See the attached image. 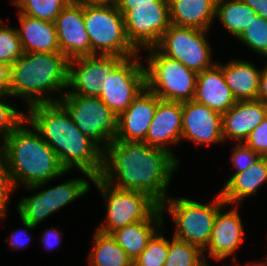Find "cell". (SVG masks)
<instances>
[{
	"label": "cell",
	"instance_id": "1",
	"mask_svg": "<svg viewBox=\"0 0 267 266\" xmlns=\"http://www.w3.org/2000/svg\"><path fill=\"white\" fill-rule=\"evenodd\" d=\"M179 164L165 149L145 142L112 140L103 149L98 177L112 187L146 193L161 205L168 198L167 188Z\"/></svg>",
	"mask_w": 267,
	"mask_h": 266
},
{
	"label": "cell",
	"instance_id": "2",
	"mask_svg": "<svg viewBox=\"0 0 267 266\" xmlns=\"http://www.w3.org/2000/svg\"><path fill=\"white\" fill-rule=\"evenodd\" d=\"M28 108V125L55 151L67 172L76 167L91 182L100 175L103 150L77 128L59 102L39 103Z\"/></svg>",
	"mask_w": 267,
	"mask_h": 266
},
{
	"label": "cell",
	"instance_id": "3",
	"mask_svg": "<svg viewBox=\"0 0 267 266\" xmlns=\"http://www.w3.org/2000/svg\"><path fill=\"white\" fill-rule=\"evenodd\" d=\"M27 123L23 121L0 146L5 152L15 189L20 183L30 191L67 174V170L40 133L31 124L33 130L24 126Z\"/></svg>",
	"mask_w": 267,
	"mask_h": 266
},
{
	"label": "cell",
	"instance_id": "4",
	"mask_svg": "<svg viewBox=\"0 0 267 266\" xmlns=\"http://www.w3.org/2000/svg\"><path fill=\"white\" fill-rule=\"evenodd\" d=\"M68 64L69 59L61 52L23 53L11 65L9 94L23 98L28 107L58 102L59 98L48 93L67 89Z\"/></svg>",
	"mask_w": 267,
	"mask_h": 266
},
{
	"label": "cell",
	"instance_id": "5",
	"mask_svg": "<svg viewBox=\"0 0 267 266\" xmlns=\"http://www.w3.org/2000/svg\"><path fill=\"white\" fill-rule=\"evenodd\" d=\"M83 17L91 56L119 55L127 59L139 54L127 37L123 14L116 5L83 4Z\"/></svg>",
	"mask_w": 267,
	"mask_h": 266
},
{
	"label": "cell",
	"instance_id": "6",
	"mask_svg": "<svg viewBox=\"0 0 267 266\" xmlns=\"http://www.w3.org/2000/svg\"><path fill=\"white\" fill-rule=\"evenodd\" d=\"M226 203L218 193L209 204H202L188 198H167L160 208L167 211L176 223L172 237L196 245L204 250L211 238L217 212Z\"/></svg>",
	"mask_w": 267,
	"mask_h": 266
},
{
	"label": "cell",
	"instance_id": "7",
	"mask_svg": "<svg viewBox=\"0 0 267 266\" xmlns=\"http://www.w3.org/2000/svg\"><path fill=\"white\" fill-rule=\"evenodd\" d=\"M146 87L162 100L187 102L194 99L197 75L181 62L147 48Z\"/></svg>",
	"mask_w": 267,
	"mask_h": 266
},
{
	"label": "cell",
	"instance_id": "8",
	"mask_svg": "<svg viewBox=\"0 0 267 266\" xmlns=\"http://www.w3.org/2000/svg\"><path fill=\"white\" fill-rule=\"evenodd\" d=\"M92 182L106 203L105 222L96 229L101 233L111 234L129 224L147 220L160 207L146 193L112 187L99 177H94Z\"/></svg>",
	"mask_w": 267,
	"mask_h": 266
},
{
	"label": "cell",
	"instance_id": "9",
	"mask_svg": "<svg viewBox=\"0 0 267 266\" xmlns=\"http://www.w3.org/2000/svg\"><path fill=\"white\" fill-rule=\"evenodd\" d=\"M58 102L66 109L77 128L102 150L115 140L118 117L99 97L63 95Z\"/></svg>",
	"mask_w": 267,
	"mask_h": 266
},
{
	"label": "cell",
	"instance_id": "10",
	"mask_svg": "<svg viewBox=\"0 0 267 266\" xmlns=\"http://www.w3.org/2000/svg\"><path fill=\"white\" fill-rule=\"evenodd\" d=\"M207 32L208 30L170 24L154 47L161 54L200 73L216 64L211 59L212 50L207 41Z\"/></svg>",
	"mask_w": 267,
	"mask_h": 266
},
{
	"label": "cell",
	"instance_id": "11",
	"mask_svg": "<svg viewBox=\"0 0 267 266\" xmlns=\"http://www.w3.org/2000/svg\"><path fill=\"white\" fill-rule=\"evenodd\" d=\"M118 10L123 14L127 37L138 51L154 47L170 26L168 0Z\"/></svg>",
	"mask_w": 267,
	"mask_h": 266
},
{
	"label": "cell",
	"instance_id": "12",
	"mask_svg": "<svg viewBox=\"0 0 267 266\" xmlns=\"http://www.w3.org/2000/svg\"><path fill=\"white\" fill-rule=\"evenodd\" d=\"M133 56L125 59L110 75L106 76L99 98L117 117L146 88L145 65Z\"/></svg>",
	"mask_w": 267,
	"mask_h": 266
},
{
	"label": "cell",
	"instance_id": "13",
	"mask_svg": "<svg viewBox=\"0 0 267 266\" xmlns=\"http://www.w3.org/2000/svg\"><path fill=\"white\" fill-rule=\"evenodd\" d=\"M125 59L119 55H92L69 60L68 90L62 92L60 98L63 95L99 97L106 76Z\"/></svg>",
	"mask_w": 267,
	"mask_h": 266
},
{
	"label": "cell",
	"instance_id": "14",
	"mask_svg": "<svg viewBox=\"0 0 267 266\" xmlns=\"http://www.w3.org/2000/svg\"><path fill=\"white\" fill-rule=\"evenodd\" d=\"M182 138L206 146L223 143L222 113L194 100L183 102L181 140Z\"/></svg>",
	"mask_w": 267,
	"mask_h": 266
},
{
	"label": "cell",
	"instance_id": "15",
	"mask_svg": "<svg viewBox=\"0 0 267 266\" xmlns=\"http://www.w3.org/2000/svg\"><path fill=\"white\" fill-rule=\"evenodd\" d=\"M60 52L69 60L91 56V46L84 24L83 4L69 2L54 21Z\"/></svg>",
	"mask_w": 267,
	"mask_h": 266
},
{
	"label": "cell",
	"instance_id": "16",
	"mask_svg": "<svg viewBox=\"0 0 267 266\" xmlns=\"http://www.w3.org/2000/svg\"><path fill=\"white\" fill-rule=\"evenodd\" d=\"M160 98L147 87L118 116L115 140L144 142Z\"/></svg>",
	"mask_w": 267,
	"mask_h": 266
},
{
	"label": "cell",
	"instance_id": "17",
	"mask_svg": "<svg viewBox=\"0 0 267 266\" xmlns=\"http://www.w3.org/2000/svg\"><path fill=\"white\" fill-rule=\"evenodd\" d=\"M223 207L217 212L214 219L212 235L207 247L203 250L211 258L221 261L235 253L242 244L244 228L238 212V205L233 209L225 211ZM206 251V252H205Z\"/></svg>",
	"mask_w": 267,
	"mask_h": 266
},
{
	"label": "cell",
	"instance_id": "18",
	"mask_svg": "<svg viewBox=\"0 0 267 266\" xmlns=\"http://www.w3.org/2000/svg\"><path fill=\"white\" fill-rule=\"evenodd\" d=\"M181 131L182 103L160 99L144 142L174 156L168 144H177L181 140Z\"/></svg>",
	"mask_w": 267,
	"mask_h": 266
},
{
	"label": "cell",
	"instance_id": "19",
	"mask_svg": "<svg viewBox=\"0 0 267 266\" xmlns=\"http://www.w3.org/2000/svg\"><path fill=\"white\" fill-rule=\"evenodd\" d=\"M267 115V107L258 100L237 101L222 114L223 138L243 143ZM228 137V138H227Z\"/></svg>",
	"mask_w": 267,
	"mask_h": 266
},
{
	"label": "cell",
	"instance_id": "20",
	"mask_svg": "<svg viewBox=\"0 0 267 266\" xmlns=\"http://www.w3.org/2000/svg\"><path fill=\"white\" fill-rule=\"evenodd\" d=\"M193 100L222 114L237 102L217 64L198 73Z\"/></svg>",
	"mask_w": 267,
	"mask_h": 266
},
{
	"label": "cell",
	"instance_id": "21",
	"mask_svg": "<svg viewBox=\"0 0 267 266\" xmlns=\"http://www.w3.org/2000/svg\"><path fill=\"white\" fill-rule=\"evenodd\" d=\"M17 29L24 53L60 52L54 22L41 20L18 12Z\"/></svg>",
	"mask_w": 267,
	"mask_h": 266
},
{
	"label": "cell",
	"instance_id": "22",
	"mask_svg": "<svg viewBox=\"0 0 267 266\" xmlns=\"http://www.w3.org/2000/svg\"><path fill=\"white\" fill-rule=\"evenodd\" d=\"M163 212L159 207L147 220L135 222L115 230L111 236L134 261L146 248L148 241L162 228Z\"/></svg>",
	"mask_w": 267,
	"mask_h": 266
},
{
	"label": "cell",
	"instance_id": "23",
	"mask_svg": "<svg viewBox=\"0 0 267 266\" xmlns=\"http://www.w3.org/2000/svg\"><path fill=\"white\" fill-rule=\"evenodd\" d=\"M267 181V157H261L255 164L240 173H234L225 182L219 194L226 205L239 203L257 194V189Z\"/></svg>",
	"mask_w": 267,
	"mask_h": 266
},
{
	"label": "cell",
	"instance_id": "24",
	"mask_svg": "<svg viewBox=\"0 0 267 266\" xmlns=\"http://www.w3.org/2000/svg\"><path fill=\"white\" fill-rule=\"evenodd\" d=\"M216 64L222 69L226 84L237 101L256 100L262 70L245 60Z\"/></svg>",
	"mask_w": 267,
	"mask_h": 266
},
{
	"label": "cell",
	"instance_id": "25",
	"mask_svg": "<svg viewBox=\"0 0 267 266\" xmlns=\"http://www.w3.org/2000/svg\"><path fill=\"white\" fill-rule=\"evenodd\" d=\"M218 0H168L170 24L208 30Z\"/></svg>",
	"mask_w": 267,
	"mask_h": 266
},
{
	"label": "cell",
	"instance_id": "26",
	"mask_svg": "<svg viewBox=\"0 0 267 266\" xmlns=\"http://www.w3.org/2000/svg\"><path fill=\"white\" fill-rule=\"evenodd\" d=\"M256 16V12L241 0H218L216 2L215 17H218L228 32L236 38L248 28Z\"/></svg>",
	"mask_w": 267,
	"mask_h": 266
},
{
	"label": "cell",
	"instance_id": "27",
	"mask_svg": "<svg viewBox=\"0 0 267 266\" xmlns=\"http://www.w3.org/2000/svg\"><path fill=\"white\" fill-rule=\"evenodd\" d=\"M94 246L88 254L90 266H130L133 261L111 234L94 232Z\"/></svg>",
	"mask_w": 267,
	"mask_h": 266
},
{
	"label": "cell",
	"instance_id": "28",
	"mask_svg": "<svg viewBox=\"0 0 267 266\" xmlns=\"http://www.w3.org/2000/svg\"><path fill=\"white\" fill-rule=\"evenodd\" d=\"M89 185L86 178H72L50 189L41 190L42 195L46 196L47 217L86 194L90 190Z\"/></svg>",
	"mask_w": 267,
	"mask_h": 266
},
{
	"label": "cell",
	"instance_id": "29",
	"mask_svg": "<svg viewBox=\"0 0 267 266\" xmlns=\"http://www.w3.org/2000/svg\"><path fill=\"white\" fill-rule=\"evenodd\" d=\"M169 241L168 257L163 266H206L203 250L175 237ZM204 258V259H203Z\"/></svg>",
	"mask_w": 267,
	"mask_h": 266
},
{
	"label": "cell",
	"instance_id": "30",
	"mask_svg": "<svg viewBox=\"0 0 267 266\" xmlns=\"http://www.w3.org/2000/svg\"><path fill=\"white\" fill-rule=\"evenodd\" d=\"M17 212L21 218L23 226L33 229L47 218L46 196L41 192L23 197L17 204Z\"/></svg>",
	"mask_w": 267,
	"mask_h": 266
},
{
	"label": "cell",
	"instance_id": "31",
	"mask_svg": "<svg viewBox=\"0 0 267 266\" xmlns=\"http://www.w3.org/2000/svg\"><path fill=\"white\" fill-rule=\"evenodd\" d=\"M160 228L148 241L143 252L133 261L136 266H163L168 257L169 240Z\"/></svg>",
	"mask_w": 267,
	"mask_h": 266
},
{
	"label": "cell",
	"instance_id": "32",
	"mask_svg": "<svg viewBox=\"0 0 267 266\" xmlns=\"http://www.w3.org/2000/svg\"><path fill=\"white\" fill-rule=\"evenodd\" d=\"M72 0H24L19 12L34 18L54 22L62 9Z\"/></svg>",
	"mask_w": 267,
	"mask_h": 266
},
{
	"label": "cell",
	"instance_id": "33",
	"mask_svg": "<svg viewBox=\"0 0 267 266\" xmlns=\"http://www.w3.org/2000/svg\"><path fill=\"white\" fill-rule=\"evenodd\" d=\"M237 39L249 49L267 57V20L257 15Z\"/></svg>",
	"mask_w": 267,
	"mask_h": 266
},
{
	"label": "cell",
	"instance_id": "34",
	"mask_svg": "<svg viewBox=\"0 0 267 266\" xmlns=\"http://www.w3.org/2000/svg\"><path fill=\"white\" fill-rule=\"evenodd\" d=\"M0 20V62L12 65L22 55L23 49L17 29L4 25ZM3 24V25H2Z\"/></svg>",
	"mask_w": 267,
	"mask_h": 266
},
{
	"label": "cell",
	"instance_id": "35",
	"mask_svg": "<svg viewBox=\"0 0 267 266\" xmlns=\"http://www.w3.org/2000/svg\"><path fill=\"white\" fill-rule=\"evenodd\" d=\"M7 96L11 95L9 93H0V141H3L26 120L24 112L16 110L13 105L6 102L5 97Z\"/></svg>",
	"mask_w": 267,
	"mask_h": 266
},
{
	"label": "cell",
	"instance_id": "36",
	"mask_svg": "<svg viewBox=\"0 0 267 266\" xmlns=\"http://www.w3.org/2000/svg\"><path fill=\"white\" fill-rule=\"evenodd\" d=\"M7 158L3 148L0 146V219H4L8 210L9 197L14 192Z\"/></svg>",
	"mask_w": 267,
	"mask_h": 266
},
{
	"label": "cell",
	"instance_id": "37",
	"mask_svg": "<svg viewBox=\"0 0 267 266\" xmlns=\"http://www.w3.org/2000/svg\"><path fill=\"white\" fill-rule=\"evenodd\" d=\"M262 156L253 152L243 143H237L231 153V161L234 168L237 169L235 173L243 172L255 164Z\"/></svg>",
	"mask_w": 267,
	"mask_h": 266
},
{
	"label": "cell",
	"instance_id": "38",
	"mask_svg": "<svg viewBox=\"0 0 267 266\" xmlns=\"http://www.w3.org/2000/svg\"><path fill=\"white\" fill-rule=\"evenodd\" d=\"M243 144L256 154L267 157V115L262 123L250 132Z\"/></svg>",
	"mask_w": 267,
	"mask_h": 266
},
{
	"label": "cell",
	"instance_id": "39",
	"mask_svg": "<svg viewBox=\"0 0 267 266\" xmlns=\"http://www.w3.org/2000/svg\"><path fill=\"white\" fill-rule=\"evenodd\" d=\"M12 235L10 236V241L8 238L5 239V242H9V247L11 246L12 249H20V248H24L28 245V242L30 243L31 240V237L29 236L28 232L26 230L24 231H14V232H11ZM24 233V234H23ZM27 233V235H26ZM23 234V235H22ZM20 235L22 236L20 238ZM27 236V237H26ZM26 238V239H25Z\"/></svg>",
	"mask_w": 267,
	"mask_h": 266
},
{
	"label": "cell",
	"instance_id": "40",
	"mask_svg": "<svg viewBox=\"0 0 267 266\" xmlns=\"http://www.w3.org/2000/svg\"><path fill=\"white\" fill-rule=\"evenodd\" d=\"M61 236V232L57 229H54L53 227L45 230L42 235V242L43 245H45V249L49 250L54 246L56 247L58 244H60Z\"/></svg>",
	"mask_w": 267,
	"mask_h": 266
},
{
	"label": "cell",
	"instance_id": "41",
	"mask_svg": "<svg viewBox=\"0 0 267 266\" xmlns=\"http://www.w3.org/2000/svg\"><path fill=\"white\" fill-rule=\"evenodd\" d=\"M11 66L0 62V93H9Z\"/></svg>",
	"mask_w": 267,
	"mask_h": 266
},
{
	"label": "cell",
	"instance_id": "42",
	"mask_svg": "<svg viewBox=\"0 0 267 266\" xmlns=\"http://www.w3.org/2000/svg\"><path fill=\"white\" fill-rule=\"evenodd\" d=\"M248 5L256 14L267 20V0H241Z\"/></svg>",
	"mask_w": 267,
	"mask_h": 266
},
{
	"label": "cell",
	"instance_id": "43",
	"mask_svg": "<svg viewBox=\"0 0 267 266\" xmlns=\"http://www.w3.org/2000/svg\"><path fill=\"white\" fill-rule=\"evenodd\" d=\"M256 100L261 101L267 107V66L262 69L260 75L259 92Z\"/></svg>",
	"mask_w": 267,
	"mask_h": 266
},
{
	"label": "cell",
	"instance_id": "44",
	"mask_svg": "<svg viewBox=\"0 0 267 266\" xmlns=\"http://www.w3.org/2000/svg\"><path fill=\"white\" fill-rule=\"evenodd\" d=\"M158 0H117V9H132V5L152 4Z\"/></svg>",
	"mask_w": 267,
	"mask_h": 266
},
{
	"label": "cell",
	"instance_id": "45",
	"mask_svg": "<svg viewBox=\"0 0 267 266\" xmlns=\"http://www.w3.org/2000/svg\"><path fill=\"white\" fill-rule=\"evenodd\" d=\"M79 3L82 4H88V5H116L117 0H76Z\"/></svg>",
	"mask_w": 267,
	"mask_h": 266
},
{
	"label": "cell",
	"instance_id": "46",
	"mask_svg": "<svg viewBox=\"0 0 267 266\" xmlns=\"http://www.w3.org/2000/svg\"><path fill=\"white\" fill-rule=\"evenodd\" d=\"M265 258H266V259L264 260L263 263H262V262H261V263H260V262H259V263H258V262L255 263V262H254L251 266H267V255H266ZM246 266H247V265H246ZM248 266H249V265H248Z\"/></svg>",
	"mask_w": 267,
	"mask_h": 266
},
{
	"label": "cell",
	"instance_id": "47",
	"mask_svg": "<svg viewBox=\"0 0 267 266\" xmlns=\"http://www.w3.org/2000/svg\"><path fill=\"white\" fill-rule=\"evenodd\" d=\"M23 2L24 0H12V4H14L16 8H19Z\"/></svg>",
	"mask_w": 267,
	"mask_h": 266
}]
</instances>
